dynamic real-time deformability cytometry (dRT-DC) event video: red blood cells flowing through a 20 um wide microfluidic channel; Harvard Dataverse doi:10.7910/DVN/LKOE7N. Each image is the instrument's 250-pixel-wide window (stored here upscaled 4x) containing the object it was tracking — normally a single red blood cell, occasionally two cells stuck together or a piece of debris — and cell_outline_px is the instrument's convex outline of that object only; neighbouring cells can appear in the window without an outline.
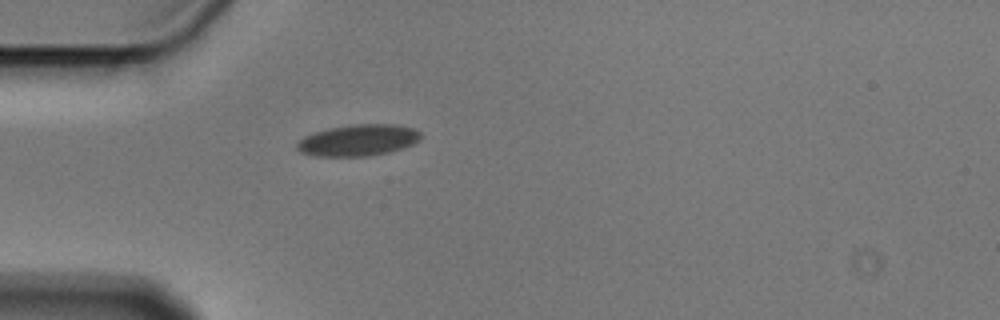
{"species": "Egyptian fruit bat (a non-hibernating species)", "species_latin": "Rousettus aegyptiacus", "temperature_condition": "cold", "stored_images_in_passage": 1, "camera_frame_rate_fps": 3000, "um_per_image_px": 0.085, "animal": {"sex": "male"}, "frame": {"image": 1, "passage_image": 1, "time_ms": 0.0, "image_size_px": [1000, 320], "cell_outline_px": [[420, 140], [404, 148], [388, 152], [368, 156], [316, 156], [300, 152], [296, 148], [296, 144], [304, 136], [312, 132], [328, 128], [352, 124], [396, 124], [412, 128], [420, 132]], "centroid_in_image_um": [30.43, 11.91], "position_along_channel_um": 54.6, "area_um2": 22.77}}